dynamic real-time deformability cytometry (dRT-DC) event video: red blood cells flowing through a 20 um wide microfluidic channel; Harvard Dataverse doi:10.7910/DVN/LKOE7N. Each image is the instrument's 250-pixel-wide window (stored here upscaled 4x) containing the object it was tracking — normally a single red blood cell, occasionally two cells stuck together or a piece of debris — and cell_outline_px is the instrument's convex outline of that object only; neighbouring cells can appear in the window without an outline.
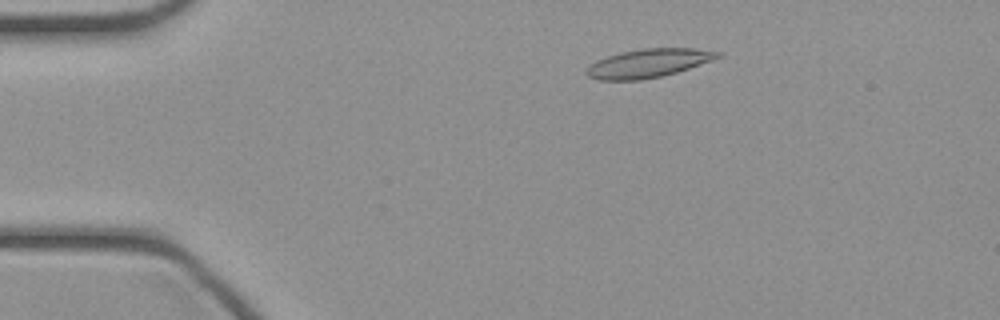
{"species": "common noctule bat (a hibernating species)", "species_latin": "Nyctalus noctula", "temperature_condition": "cold", "stored_images_in_passage": 46, "camera_frame_rate_fps": 3000, "um_per_image_px": 0.085, "animal": {"sex": "female", "body_mass_g": 21.9}, "frame": {"image": 1, "passage_image": 8, "time_ms": 2.333, "image_size_px": [1000, 320], "cell_outline_px": [[724, 56], [676, 72], [660, 76], [640, 80], [600, 80], [588, 76], [588, 68], [596, 60], [620, 52], [644, 48], [696, 48], [724, 52]], "centroid_in_image_um": [55.18, 5.35], "position_along_channel_um": 29.8, "area_um2": 21.68}}
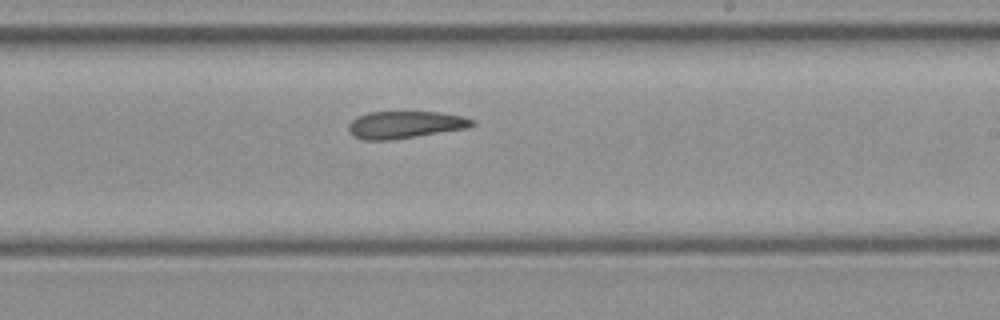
{"frame": {"image": 2, "passage_image": 27, "time_ms": 8.667, "image_size_px": [1000, 320], "cell_outline_px": [[476, 124], [468, 128], [392, 140], [364, 140], [352, 136], [348, 132], [348, 124], [356, 116], [368, 112], [440, 112], [464, 116], [476, 120]], "centroid_in_image_um": [34.43, 10.6], "position_along_channel_um": 254.6, "area_um2": 19.94}}
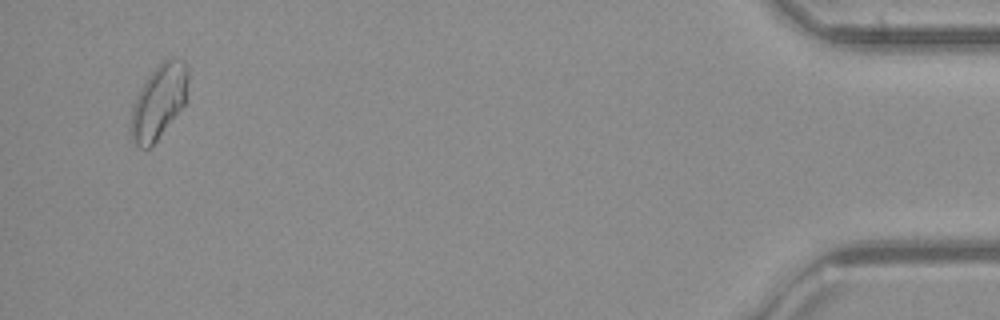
{"frame": {"image": 3, "passage_image": 44, "time_ms": 14.333, "image_size_px": [1000, 320], "cell_outline_px": [[188, 80], [184, 104], [156, 140], [148, 148], [136, 148], [132, 140], [128, 128], [128, 124], [132, 108], [136, 96], [140, 88], [148, 76], [168, 56], [184, 60], [188, 68]], "centroid_in_image_um": [13.45, 8.64], "position_along_channel_um": 421.7, "area_um2": 24.74}}